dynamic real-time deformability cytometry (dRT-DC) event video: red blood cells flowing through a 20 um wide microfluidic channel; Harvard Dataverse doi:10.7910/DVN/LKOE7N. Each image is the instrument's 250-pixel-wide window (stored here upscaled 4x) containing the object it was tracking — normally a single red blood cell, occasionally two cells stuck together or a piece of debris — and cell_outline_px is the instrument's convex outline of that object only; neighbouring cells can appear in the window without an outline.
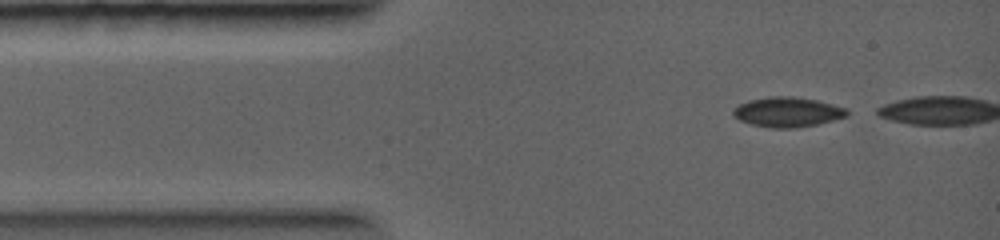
{"species": "common noctule bat (a hibernating species)", "species_latin": "Nyctalus noctula", "temperature_condition": "warm", "stored_images_in_passage": 2, "camera_frame_rate_fps": 5000, "um_per_image_px": 0.085, "animal": {"sex": "female", "body_mass_g": 19.0, "forearm_length_mm": 56.7}, "frame": {"image": 1, "passage_image": 1, "time_ms": 0.0, "image_size_px": [1000, 240], "cell_outline_px": [[848, 116], [816, 124], [792, 128], [772, 128], [752, 124], [740, 120], [732, 116], [732, 108], [748, 100], [768, 96], [792, 96], [816, 100], [832, 104], [844, 108], [848, 112]], "centroid_in_image_um": [66.88, 9.51], "position_along_channel_um": 18.1, "area_um2": 19.71}}